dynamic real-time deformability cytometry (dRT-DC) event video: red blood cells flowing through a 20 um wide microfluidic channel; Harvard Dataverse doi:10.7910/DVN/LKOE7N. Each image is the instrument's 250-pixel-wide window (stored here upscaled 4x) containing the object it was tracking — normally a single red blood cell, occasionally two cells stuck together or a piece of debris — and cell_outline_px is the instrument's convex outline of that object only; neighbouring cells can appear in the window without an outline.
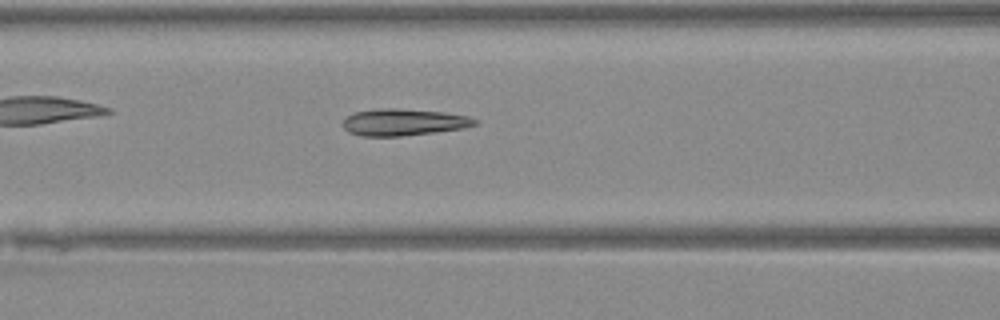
{"species": "Egyptian fruit bat (a non-hibernating species)", "species_latin": "Rousettus aegyptiacus", "temperature_condition": "warm", "stored_images_in_passage": 36, "camera_frame_rate_fps": 3000, "um_per_image_px": 0.085, "animal": {"sex": "female"}, "frame": {"image": 1, "passage_image": 9, "time_ms": 2.667, "image_size_px": [1000, 320], "cell_outline_px": [[476, 124], [464, 128], [400, 136], [360, 136], [348, 132], [344, 128], [344, 120], [348, 116], [356, 112], [376, 108], [396, 108], [444, 112], [468, 116], [476, 120]], "centroid_in_image_um": [34.28, 10.38], "position_along_channel_um": 132.3, "area_um2": 20.4}}
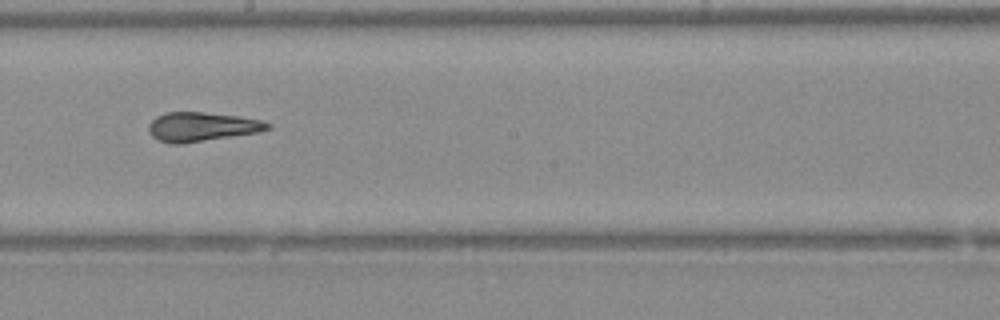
{"frame": {"image": 2, "passage_image": 16, "time_ms": 5.0, "image_size_px": [1000, 320], "cell_outline_px": [[272, 128], [260, 132], [180, 144], [172, 144], [156, 140], [148, 132], [148, 124], [156, 116], [164, 112], [204, 112], [240, 116], [260, 120], [272, 124]], "centroid_in_image_um": [17.14, 10.77], "position_along_channel_um": 231.1, "area_um2": 20.46}}
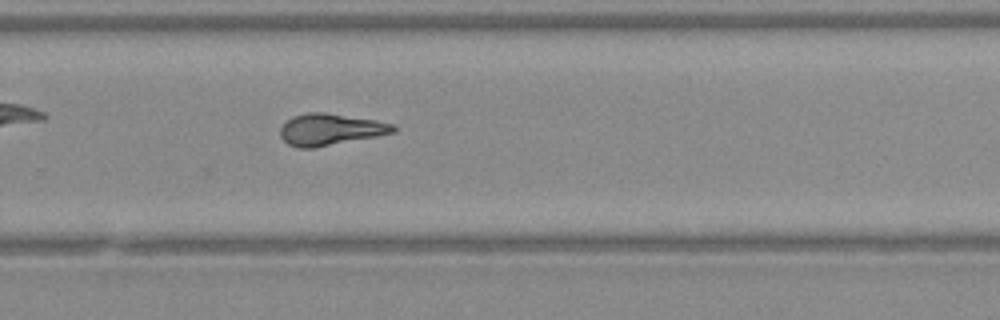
{"frame": {"image": 3, "passage_image": 21, "time_ms": 6.667, "image_size_px": [1000, 320], "cell_outline_px": [[396, 132], [376, 136], [312, 148], [300, 148], [288, 144], [280, 136], [280, 128], [292, 116], [304, 112], [324, 112], [376, 120], [392, 124], [396, 128]], "centroid_in_image_um": [28.05, 10.99], "position_along_channel_um": 301.8, "area_um2": 20.63}}